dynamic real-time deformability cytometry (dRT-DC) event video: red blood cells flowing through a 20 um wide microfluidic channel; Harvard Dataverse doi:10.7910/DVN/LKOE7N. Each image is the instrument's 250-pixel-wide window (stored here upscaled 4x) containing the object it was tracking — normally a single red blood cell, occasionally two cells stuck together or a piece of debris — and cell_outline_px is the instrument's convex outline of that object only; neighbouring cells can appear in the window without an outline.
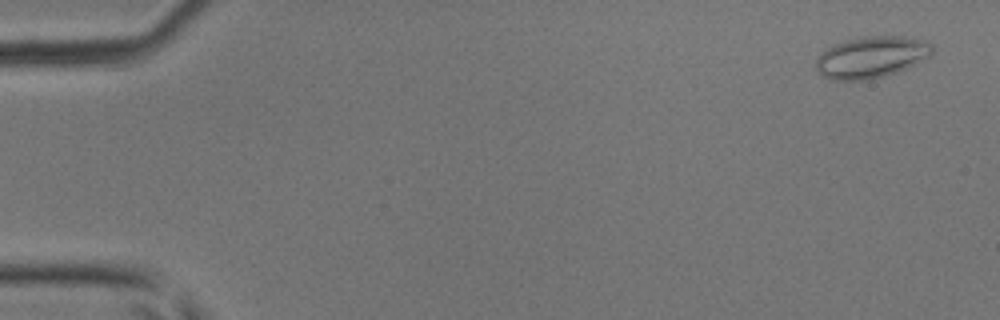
{"species": "common noctule bat (a hibernating species)", "species_latin": "Nyctalus noctula", "temperature_condition": "room temperature", "stored_images_in_passage": 48, "camera_frame_rate_fps": 3000, "um_per_image_px": 0.085, "animal": {"sex": "male", "body_mass_g": 17.9, "forearm_length_mm": 54.2}, "frame": {"image": 1, "passage_image": 3, "time_ms": 0.667, "image_size_px": [1000, 320], "cell_outline_px": [[932, 52], [928, 56], [896, 72], [884, 76], [864, 80], [828, 80], [820, 76], [816, 68], [816, 56], [820, 52], [832, 44], [844, 40], [864, 36], [904, 36], [928, 40], [932, 44]], "centroid_in_image_um": [73.98, 4.84], "position_along_channel_um": 11.0, "area_um2": 28.38}}
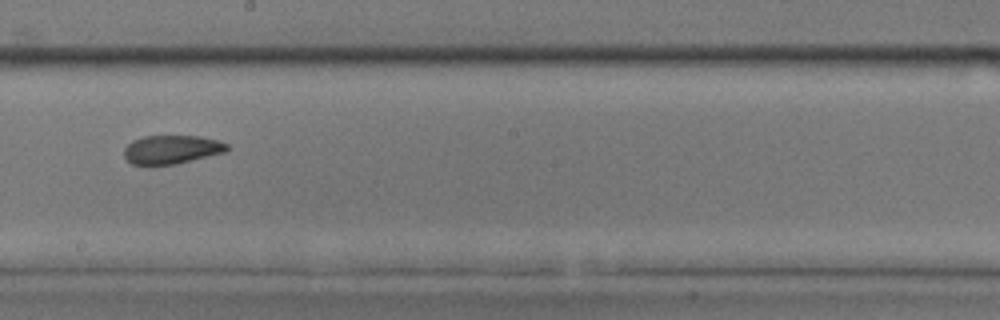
{"frame": {"image": 2, "passage_image": 28, "time_ms": 9.0, "image_size_px": [1000, 320], "cell_outline_px": [[228, 148], [224, 152], [176, 164], [148, 168], [132, 164], [124, 156], [124, 148], [132, 140], [144, 136], [200, 136], [220, 140], [228, 144]], "centroid_in_image_um": [14.53, 12.74], "position_along_channel_um": 233.7, "area_um2": 17.69}}
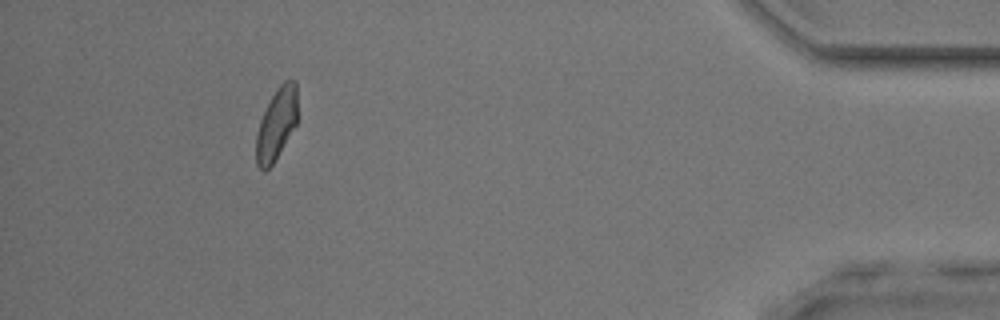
{"frame": {"image": 3, "passage_image": 44, "time_ms": 14.333, "image_size_px": [1000, 320], "cell_outline_px": [[296, 124], [272, 164], [264, 172], [256, 164], [256, 136], [260, 120], [276, 88], [284, 80], [296, 80]], "centroid_in_image_um": [23.48, 10.54], "position_along_channel_um": 411.7, "area_um2": 16.88}}